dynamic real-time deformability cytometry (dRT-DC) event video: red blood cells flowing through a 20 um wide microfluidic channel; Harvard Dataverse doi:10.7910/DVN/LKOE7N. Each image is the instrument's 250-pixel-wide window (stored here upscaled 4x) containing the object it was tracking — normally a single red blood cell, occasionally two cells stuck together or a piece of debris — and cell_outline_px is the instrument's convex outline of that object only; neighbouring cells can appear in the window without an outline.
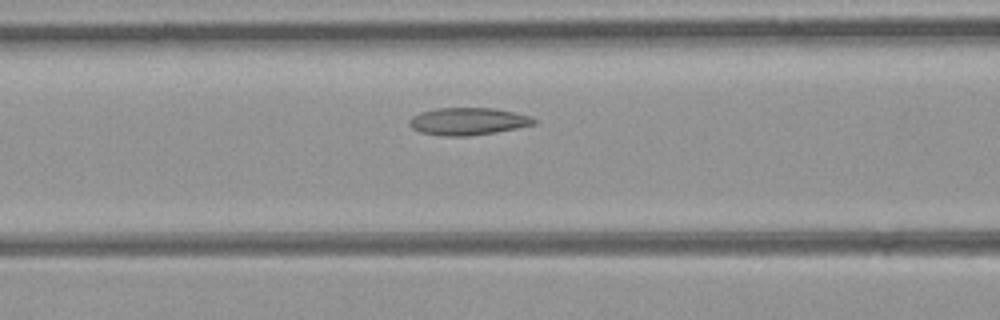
{"species": "common noctule bat (a hibernating species)", "species_latin": "Nyctalus noctula", "temperature_condition": "room temperature", "stored_images_in_passage": 6, "camera_frame_rate_fps": 3000, "um_per_image_px": 0.085, "animal": {"sex": "female", "body_mass_g": 21.9}, "frame": {"image": 1, "passage_image": 6, "time_ms": 1.667, "image_size_px": [1000, 320], "cell_outline_px": [[536, 124], [496, 132], [468, 136], [444, 136], [420, 132], [412, 128], [408, 124], [408, 120], [412, 116], [420, 112], [436, 108], [496, 108], [532, 116], [536, 120]], "centroid_in_image_um": [39.77, 10.31], "position_along_channel_um": 126.8, "area_um2": 20.0}}